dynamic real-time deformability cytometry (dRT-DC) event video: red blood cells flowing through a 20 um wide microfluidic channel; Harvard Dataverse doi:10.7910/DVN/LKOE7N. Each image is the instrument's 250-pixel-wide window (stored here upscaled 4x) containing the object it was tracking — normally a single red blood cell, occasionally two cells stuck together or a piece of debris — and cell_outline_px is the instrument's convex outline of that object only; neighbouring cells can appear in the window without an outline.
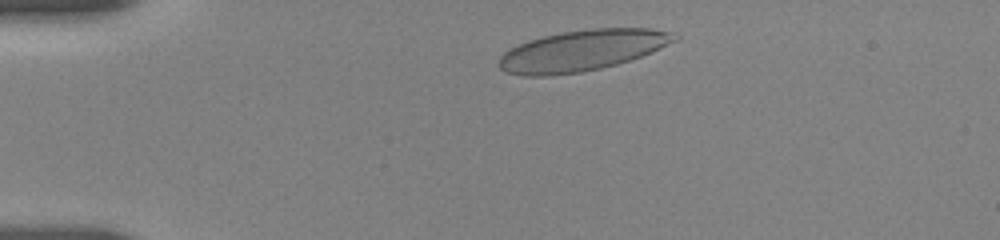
{"species": "human", "species_latin": "Homo sapiens", "temperature_condition": "room temperature", "stored_images_in_passage": 6, "camera_frame_rate_fps": 3000, "um_per_image_px": 0.085, "donor": {"sex": "female"}, "frame": {"image": 1, "passage_image": 2, "time_ms": 1.0, "image_size_px": [1000, 240], "cell_outline_px": [[680, 36], [676, 40], [640, 56], [616, 64], [600, 68], [580, 72], [548, 76], [524, 76], [504, 72], [496, 64], [500, 56], [504, 52], [528, 40], [560, 32], [592, 28], [648, 28], [676, 32]], "centroid_in_image_um": [49.44, 4.29], "position_along_channel_um": 35.6, "area_um2": 41.73}}